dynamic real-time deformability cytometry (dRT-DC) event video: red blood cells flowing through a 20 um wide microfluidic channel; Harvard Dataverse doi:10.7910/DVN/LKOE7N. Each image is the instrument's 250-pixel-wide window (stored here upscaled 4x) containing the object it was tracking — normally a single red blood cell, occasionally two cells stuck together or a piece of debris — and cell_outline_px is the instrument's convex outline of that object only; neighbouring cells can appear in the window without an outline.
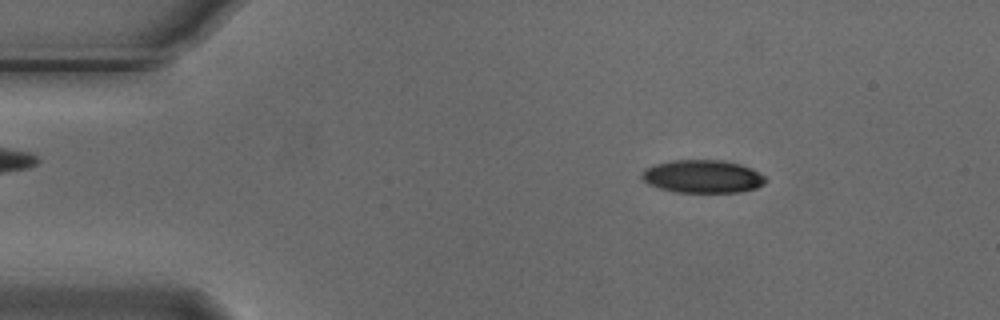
{"species": "Egyptian fruit bat (a non-hibernating species)", "species_latin": "Rousettus aegyptiacus", "temperature_condition": "cold", "stored_images_in_passage": 54, "camera_frame_rate_fps": 3000, "um_per_image_px": 0.085, "animal": {"sex": "male"}, "frame": {"image": 1, "passage_image": 8, "time_ms": 2.333, "image_size_px": [1000, 320], "cell_outline_px": [[768, 180], [764, 184], [756, 188], [740, 192], [676, 192], [660, 188], [648, 184], [640, 176], [640, 172], [644, 168], [656, 164], [672, 160], [724, 160], [740, 164], [752, 168], [764, 176]], "centroid_in_image_um": [59.72, 14.99], "position_along_channel_um": 25.3, "area_um2": 23.93}}
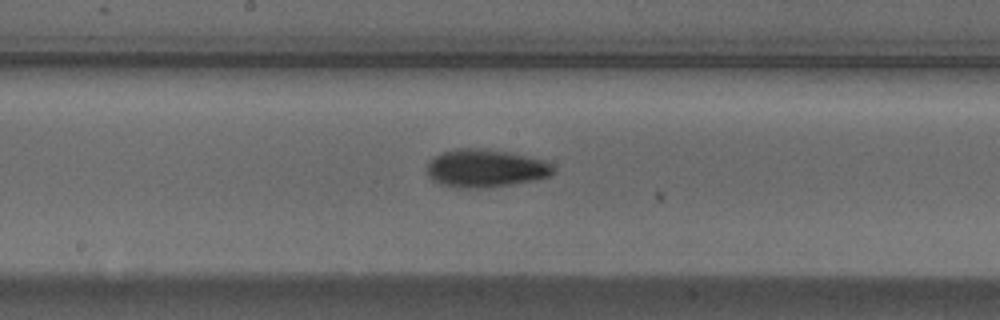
{"frame": {"image": 2, "passage_image": 28, "time_ms": 9.0, "image_size_px": [1000, 320], "cell_outline_px": [[556, 172], [548, 176], [532, 180], [512, 184], [488, 188], [460, 188], [440, 184], [432, 180], [428, 176], [428, 160], [444, 152], [460, 148], [484, 148], [544, 160], [556, 168]], "centroid_in_image_um": [41.25, 14.32], "position_along_channel_um": 207.0, "area_um2": 27.74}}
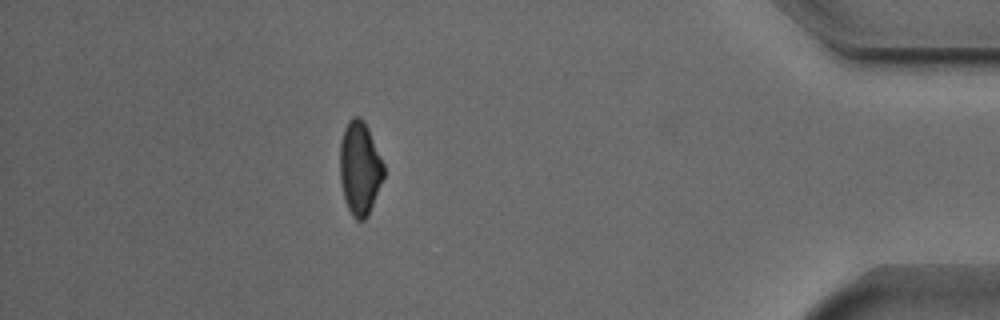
{"frame": {"image": 3, "passage_image": 48, "time_ms": 15.667, "image_size_px": [1000, 320], "cell_outline_px": [[384, 176], [368, 216], [364, 220], [356, 220], [352, 216], [348, 208], [344, 196], [340, 180], [340, 144], [344, 128], [348, 120], [352, 116], [360, 116], [364, 120], [368, 128], [384, 164]], "centroid_in_image_um": [30.58, 14.28], "position_along_channel_um": 404.6, "area_um2": 23.87}, "authors_computed_cell_mechanics": {"area_um2": 24.854, "velocity_mm_per_s": 3.7204, "shape_relaxation_time_tau1_ms": 3.4494, "shape_relaxation_time_tau2_ms": null, "deformation_change_tau1": 0.1144, "deformation_change_tau2": null}}